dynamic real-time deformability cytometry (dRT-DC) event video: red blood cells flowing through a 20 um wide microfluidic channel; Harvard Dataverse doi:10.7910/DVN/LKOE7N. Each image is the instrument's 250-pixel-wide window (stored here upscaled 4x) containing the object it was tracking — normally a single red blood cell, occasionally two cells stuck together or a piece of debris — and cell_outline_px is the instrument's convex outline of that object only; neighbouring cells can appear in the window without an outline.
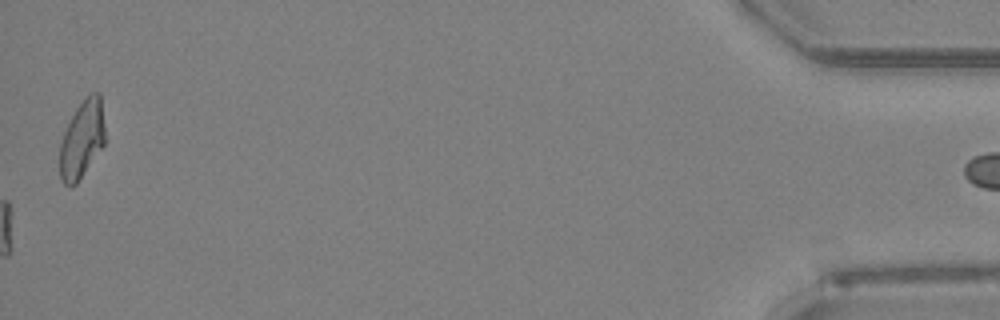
{"species": "Egyptian fruit bat (a non-hibernating species)", "species_latin": "Rousettus aegyptiacus", "temperature_condition": "room temperature", "stored_images_in_passage": 52, "camera_frame_rate_fps": 3000, "um_per_image_px": 0.085, "animal": {"sex": "female"}, "frame": {"image": 1, "passage_image": 52, "time_ms": 17.0, "image_size_px": [1000, 320], "cell_outline_px": [[104, 144], [76, 184], [68, 188], [60, 180], [60, 144], [64, 132], [76, 108], [92, 92], [100, 92], [104, 128]], "centroid_in_image_um": [6.95, 11.88], "position_along_channel_um": 428.2, "area_um2": 20.11}, "authors_computed_cell_mechanics": {"area_um2": 22.4553, "velocity_mm_per_s": 4.034, "shape_relaxation_time_tau1_ms": 7.1337, "shape_relaxation_time_tau2_ms": 2.6675, "deformation_change_tau1": 0.1867, "deformation_change_tau2": 0.1036}}